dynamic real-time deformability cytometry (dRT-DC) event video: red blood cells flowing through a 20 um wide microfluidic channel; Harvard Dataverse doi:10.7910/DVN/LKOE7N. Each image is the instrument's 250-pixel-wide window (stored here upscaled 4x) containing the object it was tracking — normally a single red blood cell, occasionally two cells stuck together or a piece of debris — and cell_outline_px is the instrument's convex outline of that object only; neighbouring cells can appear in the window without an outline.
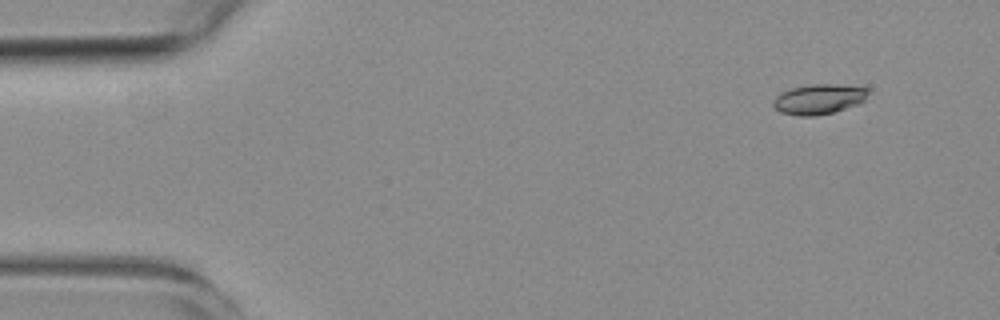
{"species": "common noctule bat (a hibernating species)", "species_latin": "Nyctalus noctula", "temperature_condition": "room temperature", "stored_images_in_passage": 5, "camera_frame_rate_fps": 3000, "um_per_image_px": 0.085, "animal": {"sex": "female", "body_mass_g": 19.3, "forearm_length_mm": 54.1}, "frame": {"image": 1, "passage_image": 2, "time_ms": 1.333, "image_size_px": [1000, 320], "cell_outline_px": [[868, 92], [864, 100], [856, 104], [832, 112], [816, 116], [800, 116], [780, 112], [772, 104], [772, 100], [776, 96], [792, 88], [812, 84], [836, 84], [868, 88]], "centroid_in_image_um": [69.57, 8.43], "position_along_channel_um": 15.4, "area_um2": 16.36}}
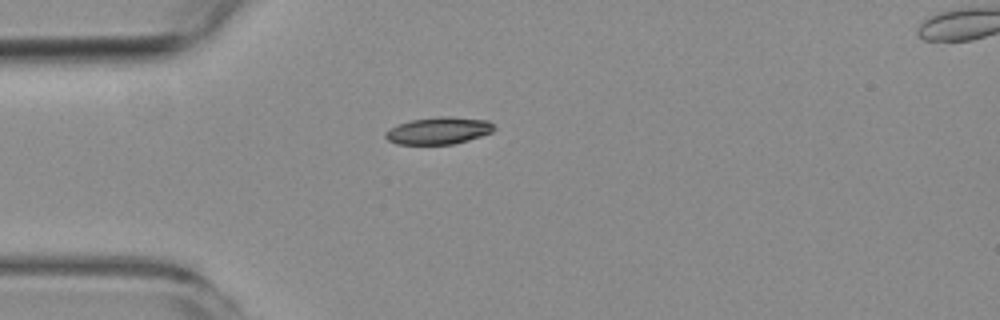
{"frame": {"image": 2, "passage_image": 5, "time_ms": 4.667, "image_size_px": [1000, 320], "cell_outline_px": [[496, 128], [492, 132], [468, 140], [452, 144], [396, 144], [388, 140], [384, 136], [384, 132], [400, 124], [412, 120], [436, 116], [448, 116], [488, 120]], "centroid_in_image_um": [37.29, 11.1], "position_along_channel_um": 47.7, "area_um2": 17.05}}